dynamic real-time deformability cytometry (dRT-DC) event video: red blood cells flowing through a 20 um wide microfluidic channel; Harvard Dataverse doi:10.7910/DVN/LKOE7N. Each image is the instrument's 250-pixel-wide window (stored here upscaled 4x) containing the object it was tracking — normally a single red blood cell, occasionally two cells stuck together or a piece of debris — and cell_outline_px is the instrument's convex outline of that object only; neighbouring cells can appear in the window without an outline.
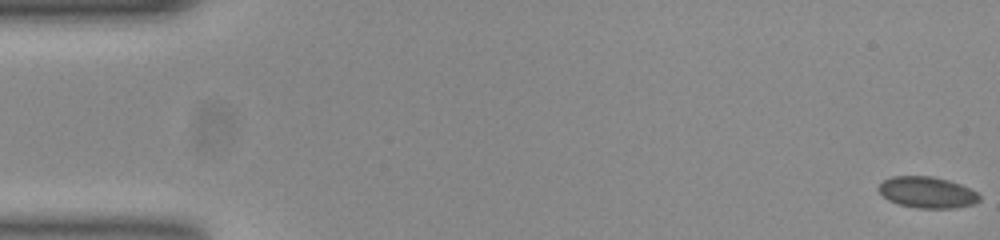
{"species": "common noctule bat (a hibernating species)", "species_latin": "Nyctalus noctula", "temperature_condition": "room temperature", "stored_images_in_passage": 55, "camera_frame_rate_fps": 3000, "um_per_image_px": 0.085, "animal": {"sex": "female", "body_mass_g": 23.0, "forearm_length_mm": 53.4}, "frame": {"image": 1, "passage_image": 1, "time_ms": 0.0, "image_size_px": [1000, 240], "cell_outline_px": [[980, 200], [976, 204], [956, 208], [916, 208], [900, 204], [888, 200], [876, 188], [884, 180], [892, 176], [932, 176], [948, 180], [960, 184], [976, 192], [980, 196]], "centroid_in_image_um": [78.82, 16.35], "position_along_channel_um": 6.2, "area_um2": 18.38}}
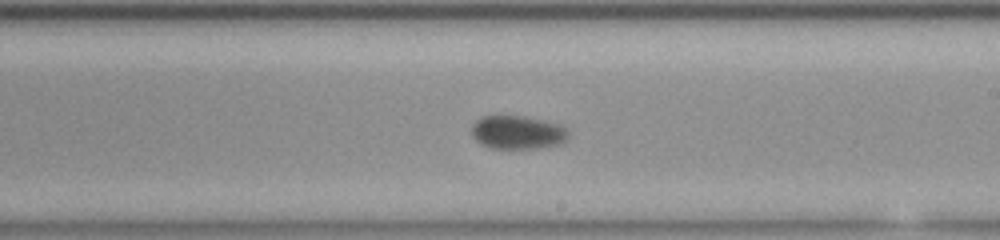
{"frame": {"image": 2, "passage_image": 32, "time_ms": 10.333, "image_size_px": [1000, 240], "cell_outline_px": [[568, 136], [560, 144], [540, 148], [488, 148], [480, 144], [472, 136], [472, 124], [480, 116], [524, 116], [556, 124], [564, 128], [568, 132]], "centroid_in_image_um": [43.93, 11.26], "position_along_channel_um": 245.1, "area_um2": 18.73}}
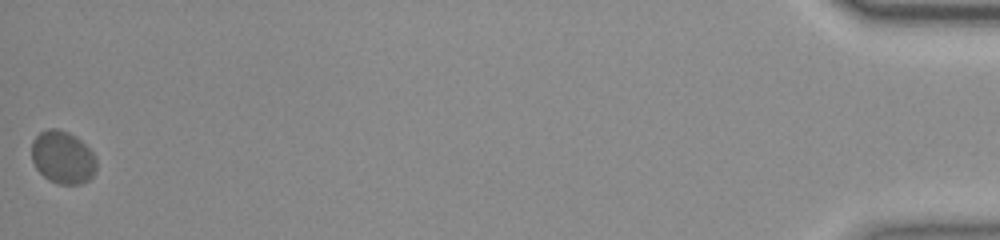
{"frame": {"image": 3, "passage_image": 55, "time_ms": 18.0, "image_size_px": [1000, 240], "cell_outline_px": [[96, 172], [88, 180], [80, 184], [56, 184], [48, 180], [36, 168], [32, 160], [32, 140], [40, 132], [48, 128], [56, 128], [68, 132], [76, 136], [96, 156]], "centroid_in_image_um": [5.33, 13.38], "position_along_channel_um": 429.9, "area_um2": 20.06}, "authors_computed_cell_mechanics": {"area_um2": 18.7272, "velocity_mm_per_s": 3.7473, "shape_relaxation_time_tau1_ms": 1.3584, "shape_relaxation_time_tau2_ms": null, "deformation_change_tau1": 0.0453, "deformation_change_tau2": null}}